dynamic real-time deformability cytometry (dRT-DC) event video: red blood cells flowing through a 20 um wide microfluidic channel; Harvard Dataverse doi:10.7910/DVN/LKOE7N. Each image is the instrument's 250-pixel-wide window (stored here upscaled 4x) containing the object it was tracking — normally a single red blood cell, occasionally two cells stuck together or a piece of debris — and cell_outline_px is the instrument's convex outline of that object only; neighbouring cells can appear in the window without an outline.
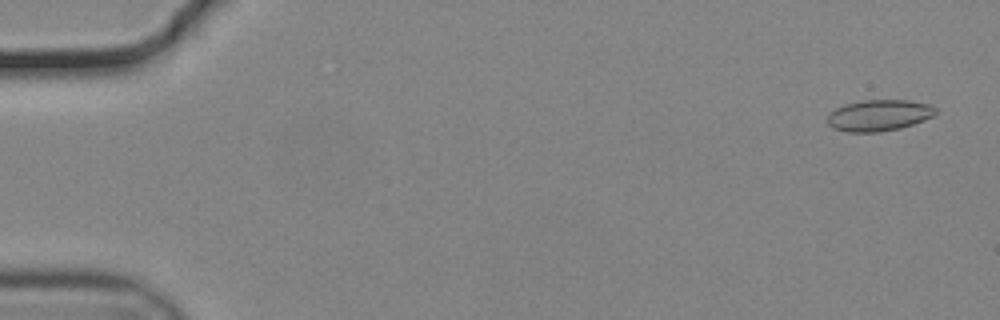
{"species": "common noctule bat (a hibernating species)", "species_latin": "Nyctalus noctula", "temperature_condition": "cold", "stored_images_in_passage": 56, "camera_frame_rate_fps": 3000, "um_per_image_px": 0.085, "animal": {"sex": "male", "body_mass_g": 19.2, "forearm_length_mm": 51.8}, "frame": {"image": 1, "passage_image": 3, "time_ms": 0.667, "image_size_px": [1000, 320], "cell_outline_px": [[936, 112], [932, 116], [924, 120], [900, 128], [880, 132], [848, 132], [832, 128], [828, 124], [828, 116], [836, 108], [844, 104], [864, 100], [908, 100], [928, 104], [936, 108]], "centroid_in_image_um": [74.7, 9.8], "position_along_channel_um": 10.3, "area_um2": 19.59}}
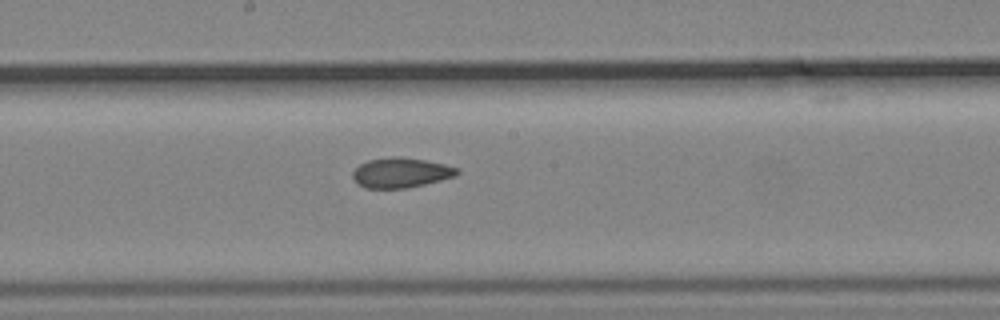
{"frame": {"image": 2, "passage_image": 31, "time_ms": 10.0, "image_size_px": [1000, 320], "cell_outline_px": [[460, 172], [456, 176], [408, 188], [364, 188], [356, 184], [352, 176], [352, 172], [360, 164], [368, 160], [392, 156], [400, 156], [424, 160], [444, 164], [460, 168]], "centroid_in_image_um": [34.06, 14.68], "position_along_channel_um": 214.1, "area_um2": 18.38}}
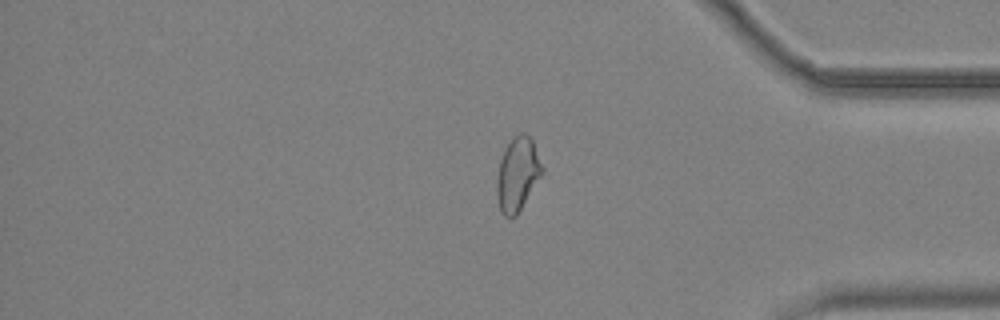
{"frame": {"image": 3, "passage_image": 47, "time_ms": 15.333, "image_size_px": [1000, 320], "cell_outline_px": [[544, 172], [516, 216], [504, 216], [500, 208], [496, 196], [496, 180], [500, 160], [512, 136], [520, 132], [524, 132], [532, 136], [544, 168]], "centroid_in_image_um": [44.02, 14.75], "position_along_channel_um": 391.2, "area_um2": 19.71}, "authors_computed_cell_mechanics": {"area_um2": 19.0162, "velocity_mm_per_s": 3.7106, "shape_relaxation_time_tau1_ms": null, "shape_relaxation_time_tau2_ms": 2.6252, "deformation_change_tau1": null, "deformation_change_tau2": 0.0797}}